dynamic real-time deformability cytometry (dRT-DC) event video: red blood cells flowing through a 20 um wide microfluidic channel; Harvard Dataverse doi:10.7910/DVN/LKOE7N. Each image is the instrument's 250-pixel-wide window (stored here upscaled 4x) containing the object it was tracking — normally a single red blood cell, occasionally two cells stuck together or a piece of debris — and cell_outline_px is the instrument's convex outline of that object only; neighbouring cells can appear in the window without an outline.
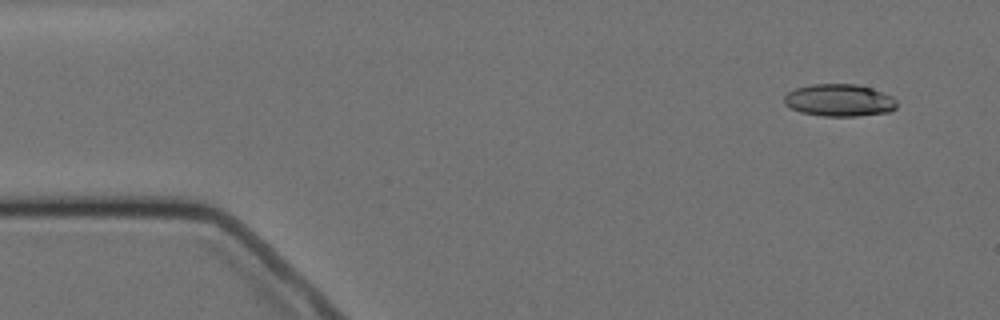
{"species": "Egyptian fruit bat (a non-hibernating species)", "species_latin": "Rousettus aegyptiacus", "temperature_condition": "cold", "stored_images_in_passage": 15, "camera_frame_rate_fps": 3000, "um_per_image_px": 0.085, "animal": {"sex": "female"}, "frame": {"image": 1, "passage_image": 2, "time_ms": 1.0, "image_size_px": [1000, 320], "cell_outline_px": [[896, 108], [888, 112], [856, 116], [824, 116], [800, 112], [784, 104], [784, 96], [788, 92], [796, 88], [812, 84], [856, 84], [872, 88], [892, 96], [896, 100]], "centroid_in_image_um": [71.34, 8.52], "position_along_channel_um": 13.7, "area_um2": 21.15}}
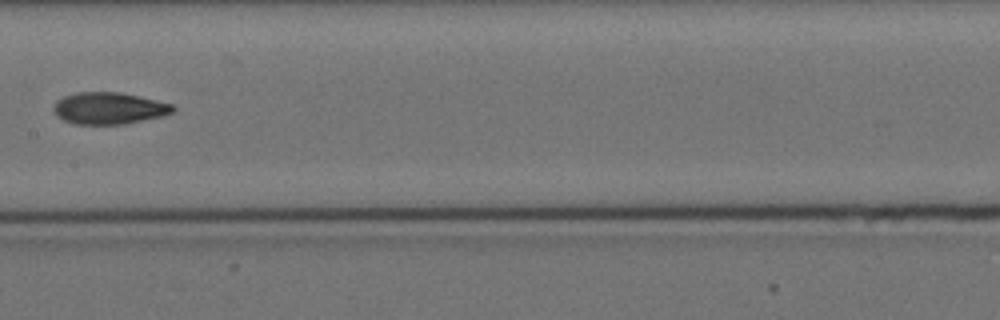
{"frame": {"image": 2, "passage_image": 8, "time_ms": 9.0, "image_size_px": [1000, 320], "cell_outline_px": [[176, 108], [172, 112], [164, 116], [124, 124], [72, 124], [56, 116], [52, 108], [56, 100], [64, 96], [76, 92], [120, 92], [156, 100], [172, 104]], "centroid_in_image_um": [9.24, 9.2], "position_along_channel_um": 198.2, "area_um2": 22.25}}
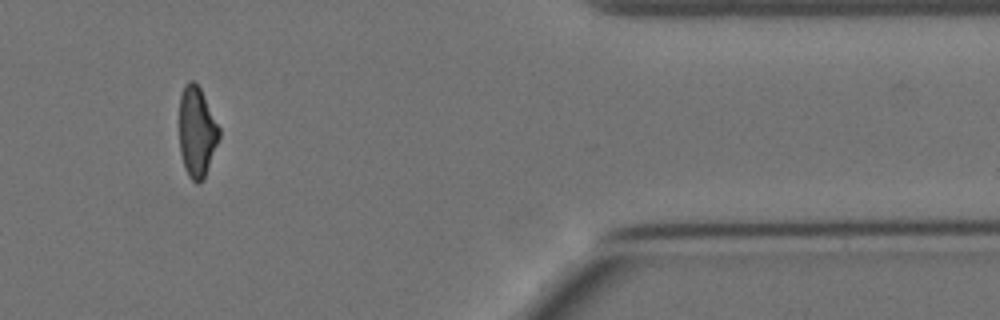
{"frame": {"image": 3, "passage_image": 13, "time_ms": 15.667, "image_size_px": [1000, 320], "cell_outline_px": [[220, 136], [204, 180], [200, 184], [196, 184], [188, 176], [184, 168], [180, 152], [180, 96], [184, 84], [188, 80], [192, 80], [200, 88], [220, 128]], "centroid_in_image_um": [16.73, 11.25], "position_along_channel_um": 394.7, "area_um2": 21.1}, "authors_computed_cell_mechanics": {"area_um2": 21.8484, "velocity_mm_per_s": 3.4719, "shape_relaxation_time_tau1_ms": 6.3491, "shape_relaxation_time_tau2_ms": 4.1697, "deformation_change_tau1": 0.1895, "deformation_change_tau2": 0.0985}}